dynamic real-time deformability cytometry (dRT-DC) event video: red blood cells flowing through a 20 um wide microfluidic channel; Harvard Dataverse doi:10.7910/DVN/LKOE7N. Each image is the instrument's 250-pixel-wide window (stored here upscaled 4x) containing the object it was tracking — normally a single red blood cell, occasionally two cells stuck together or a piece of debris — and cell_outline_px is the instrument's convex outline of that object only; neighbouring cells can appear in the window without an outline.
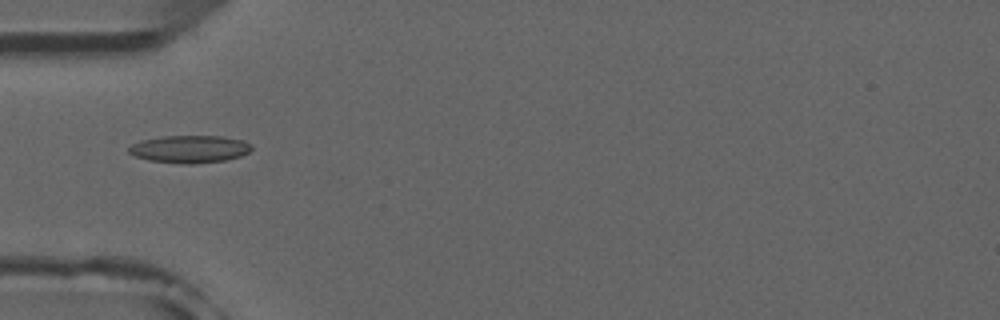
{"species": "common noctule bat (a hibernating species)", "species_latin": "Nyctalus noctula", "temperature_condition": "room temperature", "stored_images_in_passage": 6, "camera_frame_rate_fps": 3000, "um_per_image_px": 0.085, "animal": {"sex": "male", "forearm_length_mm": 52.5}, "frame": {"image": 1, "passage_image": 3, "time_ms": 2.333, "image_size_px": [1000, 320], "cell_outline_px": [[252, 148], [248, 152], [240, 156], [224, 160], [192, 164], [184, 164], [148, 160], [136, 156], [128, 152], [128, 148], [132, 144], [140, 140], [164, 136], [220, 136], [244, 140], [252, 144]], "centroid_in_image_um": [16.12, 12.66], "position_along_channel_um": 68.9, "area_um2": 19.65}}
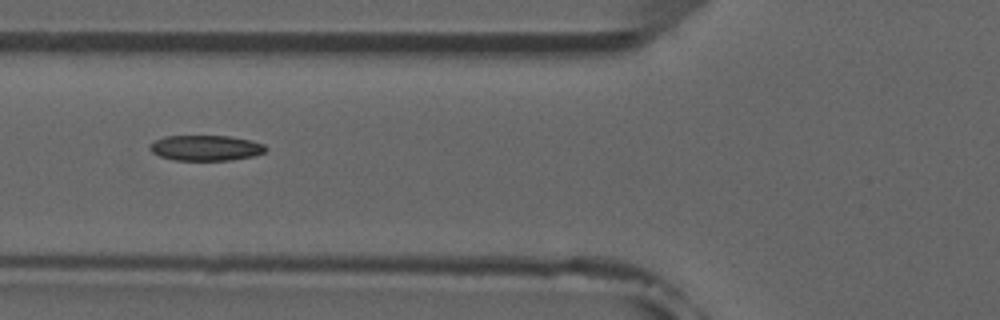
{"frame": {"image": 2, "passage_image": 4, "time_ms": 3.333, "image_size_px": [1000, 320], "cell_outline_px": [[268, 148], [264, 152], [252, 156], [232, 160], [172, 160], [160, 156], [152, 152], [148, 148], [156, 140], [164, 136], [228, 136], [252, 140], [264, 144]], "centroid_in_image_um": [17.51, 12.57], "position_along_channel_um": 108.3, "area_um2": 17.17}}
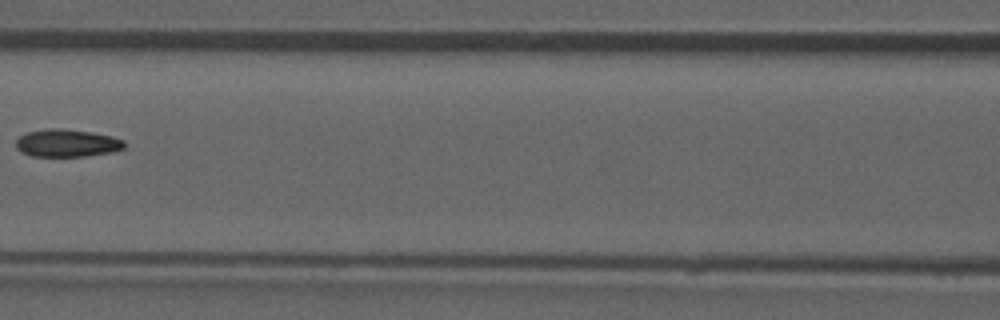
{"frame": {"image": 3, "passage_image": 5, "time_ms": 4.667, "image_size_px": [1000, 320], "cell_outline_px": [[124, 148], [112, 152], [84, 156], [32, 156], [20, 152], [16, 148], [16, 140], [20, 136], [28, 132], [48, 128], [60, 128], [92, 132], [112, 136], [124, 140]], "centroid_in_image_um": [5.68, 12.16], "position_along_channel_um": 160.9, "area_um2": 17.46}}